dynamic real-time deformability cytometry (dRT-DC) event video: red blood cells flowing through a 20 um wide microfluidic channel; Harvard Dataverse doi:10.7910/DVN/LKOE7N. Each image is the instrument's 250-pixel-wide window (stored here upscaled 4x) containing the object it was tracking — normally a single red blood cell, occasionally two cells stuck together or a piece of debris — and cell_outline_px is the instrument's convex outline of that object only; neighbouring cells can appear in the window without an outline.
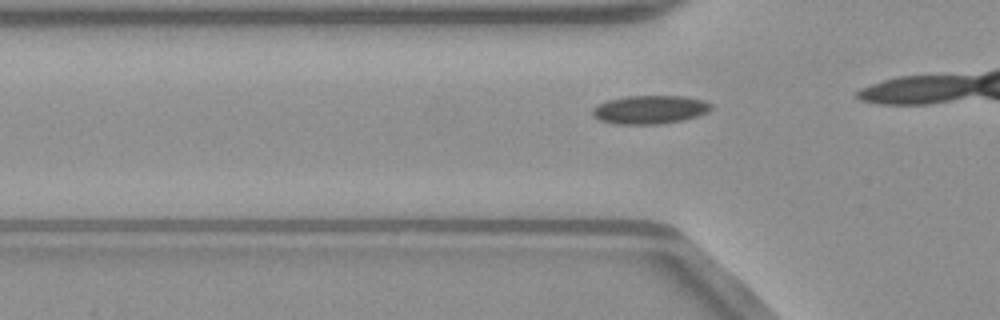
{"species": "common noctule bat (a hibernating species)", "species_latin": "Nyctalus noctula", "temperature_condition": "warm", "stored_images_in_passage": 15, "camera_frame_rate_fps": 3000, "um_per_image_px": 0.085, "animal": {"sex": "male", "body_mass_g": 23.1, "forearm_length_mm": 52.7}, "frame": {"image": 1, "passage_image": 3, "time_ms": 0.667, "image_size_px": [1000, 320], "cell_outline_px": [[712, 108], [708, 112], [684, 120], [660, 124], [616, 124], [600, 120], [592, 116], [592, 108], [608, 100], [628, 96], [684, 96], [704, 100], [712, 104]], "centroid_in_image_um": [55.26, 9.32], "position_along_channel_um": 70.5, "area_um2": 19.71}}
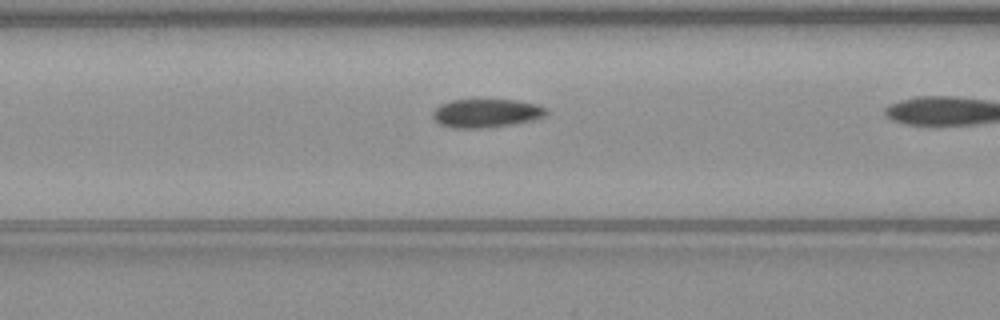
{"frame": {"image": 2, "passage_image": 7, "time_ms": 2.0, "image_size_px": [1000, 320], "cell_outline_px": [[548, 112], [544, 116], [532, 120], [512, 124], [480, 128], [452, 128], [440, 124], [432, 116], [432, 112], [440, 104], [452, 100], [516, 100], [536, 104], [544, 108]], "centroid_in_image_um": [41.3, 9.62], "position_along_channel_um": 125.3, "area_um2": 18.67}}